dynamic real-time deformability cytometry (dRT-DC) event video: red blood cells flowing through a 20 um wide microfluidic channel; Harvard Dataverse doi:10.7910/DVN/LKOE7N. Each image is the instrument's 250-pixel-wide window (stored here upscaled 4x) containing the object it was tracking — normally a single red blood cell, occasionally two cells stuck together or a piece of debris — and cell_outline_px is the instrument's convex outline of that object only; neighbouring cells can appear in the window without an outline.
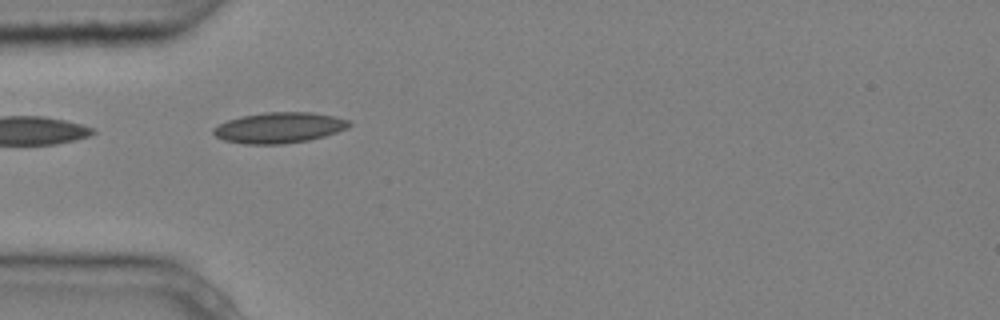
{"species": "common noctule bat (a hibernating species)", "species_latin": "Nyctalus noctula", "temperature_condition": "cold", "stored_images_in_passage": 5, "camera_frame_rate_fps": 3000, "um_per_image_px": 0.085, "animal": {"sex": "male", "body_mass_g": 20.4}, "frame": {"image": 1, "passage_image": 5, "time_ms": 1.333, "image_size_px": [1000, 320], "cell_outline_px": [[352, 124], [348, 128], [324, 136], [308, 140], [280, 144], [244, 144], [224, 140], [216, 136], [212, 132], [212, 128], [228, 120], [240, 116], [264, 112], [312, 112], [332, 116], [348, 120]], "centroid_in_image_um": [23.71, 10.85], "position_along_channel_um": 61.3, "area_um2": 24.22}}